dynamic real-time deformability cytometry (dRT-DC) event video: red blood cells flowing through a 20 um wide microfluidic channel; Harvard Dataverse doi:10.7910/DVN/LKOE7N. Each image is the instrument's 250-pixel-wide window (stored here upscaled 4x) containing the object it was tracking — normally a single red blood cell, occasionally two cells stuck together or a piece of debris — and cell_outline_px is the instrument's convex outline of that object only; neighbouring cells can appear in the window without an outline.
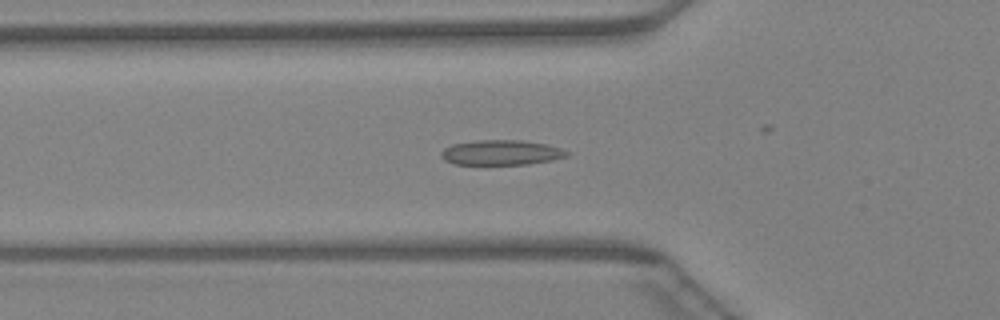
{"species": "Egyptian fruit bat (a non-hibernating species)", "species_latin": "Rousettus aegyptiacus", "temperature_condition": "warm", "stored_images_in_passage": 48, "camera_frame_rate_fps": 3000, "um_per_image_px": 0.085, "animal": {"sex": "female"}, "frame": {"image": 1, "passage_image": 17, "time_ms": 5.333, "image_size_px": [1000, 320], "cell_outline_px": [[572, 152], [568, 156], [552, 160], [528, 164], [484, 168], [452, 164], [444, 160], [440, 156], [440, 152], [444, 148], [452, 144], [476, 140], [520, 140], [544, 144], [560, 148]], "centroid_in_image_um": [42.52, 13.03], "position_along_channel_um": 83.3, "area_um2": 19.48}}
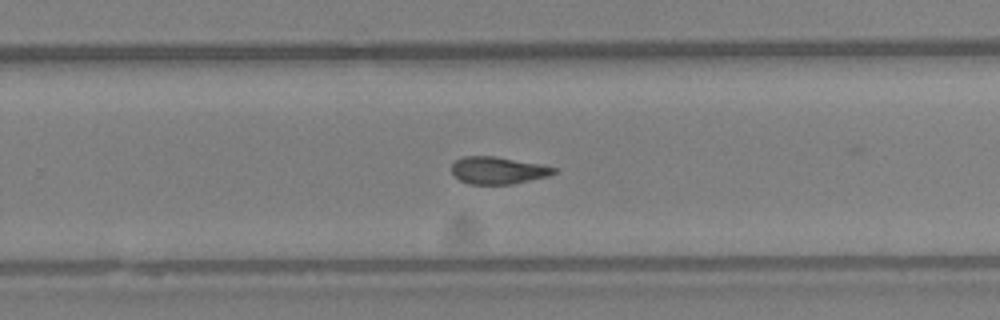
{"frame": {"image": 2, "passage_image": 31, "time_ms": 10.0, "image_size_px": [1000, 320], "cell_outline_px": [[556, 172], [548, 176], [512, 184], [468, 184], [460, 180], [452, 172], [452, 164], [456, 160], [464, 156], [496, 156], [540, 164], [556, 168]], "centroid_in_image_um": [42.32, 14.48], "position_along_channel_um": 287.5, "area_um2": 16.13}}
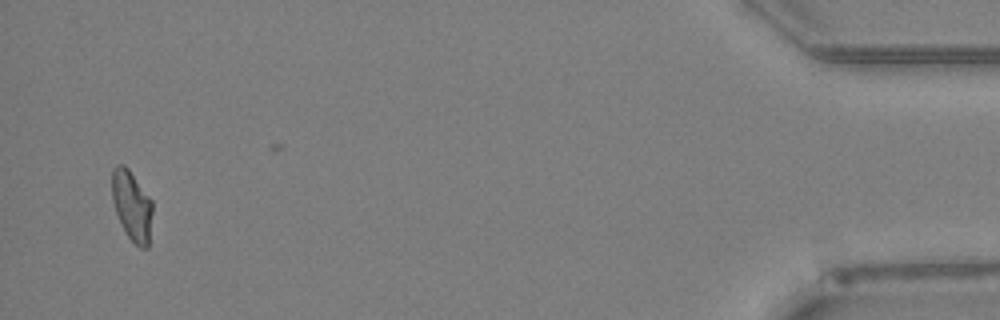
{"frame": {"image": 3, "passage_image": 46, "time_ms": 15.0, "image_size_px": [1000, 320], "cell_outline_px": [[152, 212], [148, 248], [140, 248], [124, 232], [116, 212], [112, 200], [112, 168], [116, 164], [124, 164], [128, 168], [152, 200]], "centroid_in_image_um": [11.2, 17.46], "position_along_channel_um": 424.0, "area_um2": 16.53}}